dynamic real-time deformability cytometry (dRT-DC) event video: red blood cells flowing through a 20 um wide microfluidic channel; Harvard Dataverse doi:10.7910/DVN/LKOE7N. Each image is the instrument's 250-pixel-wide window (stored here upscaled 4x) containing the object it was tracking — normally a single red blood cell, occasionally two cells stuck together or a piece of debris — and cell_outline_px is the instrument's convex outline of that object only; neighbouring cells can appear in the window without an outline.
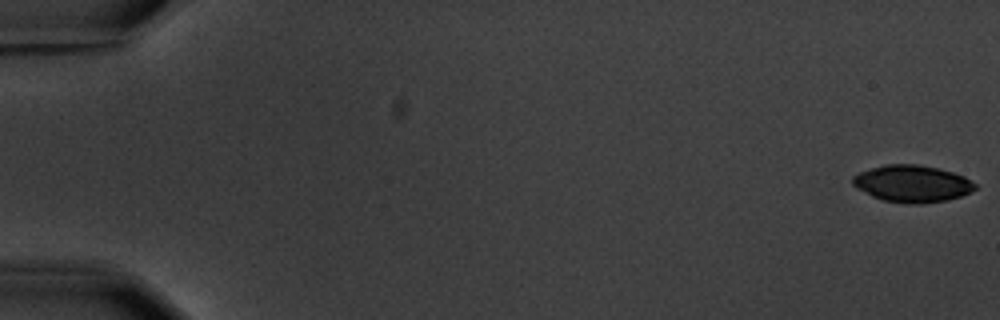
{"species": "common noctule bat (a hibernating species)", "species_latin": "Nyctalus noctula", "temperature_condition": "warm", "stored_images_in_passage": 5, "camera_frame_rate_fps": 3000, "um_per_image_px": 0.085, "animal": {"sex": "male", "body_mass_g": 20.1, "forearm_length_mm": 53.5}, "frame": {"image": 1, "passage_image": 1, "time_ms": 0.0, "image_size_px": [1000, 320], "cell_outline_px": [[976, 188], [972, 192], [948, 200], [920, 204], [912, 204], [884, 200], [872, 196], [856, 188], [852, 184], [852, 176], [860, 172], [884, 164], [916, 164], [936, 168], [952, 172], [964, 176], [972, 180], [976, 184]], "centroid_in_image_um": [77.54, 15.61], "position_along_channel_um": 7.5, "area_um2": 26.36}}
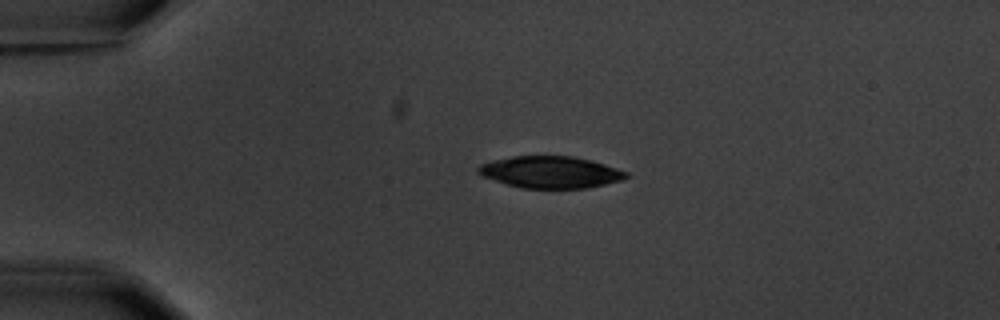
{"frame": {"image": 2, "passage_image": 4, "time_ms": 4.333, "image_size_px": [1000, 320], "cell_outline_px": [[628, 176], [620, 180], [604, 184], [584, 188], [524, 188], [508, 184], [480, 176], [476, 172], [476, 168], [480, 164], [492, 160], [512, 156], [572, 156], [592, 160], [628, 172]], "centroid_in_image_um": [46.74, 14.62], "position_along_channel_um": 38.3, "area_um2": 27.34}}